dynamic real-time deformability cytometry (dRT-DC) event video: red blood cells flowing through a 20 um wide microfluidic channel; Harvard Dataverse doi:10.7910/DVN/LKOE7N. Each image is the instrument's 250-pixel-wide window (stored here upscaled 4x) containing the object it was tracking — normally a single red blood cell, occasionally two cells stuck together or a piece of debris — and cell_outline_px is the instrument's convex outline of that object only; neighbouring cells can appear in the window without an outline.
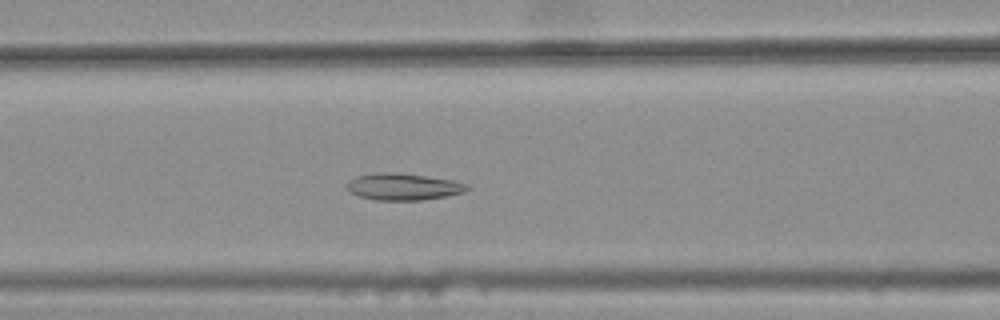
{"species": "common noctule bat (a hibernating species)", "species_latin": "Nyctalus noctula", "temperature_condition": "warm", "stored_images_in_passage": 33, "camera_frame_rate_fps": 3000, "um_per_image_px": 0.085, "animal": {"sex": "female", "body_mass_g": 25.1}, "frame": {"image": 1, "passage_image": 11, "time_ms": 3.333, "image_size_px": [1000, 320], "cell_outline_px": [[468, 188], [464, 192], [444, 196], [420, 200], [376, 200], [360, 196], [352, 192], [344, 184], [348, 180], [356, 176], [380, 172], [396, 172], [452, 180], [464, 184]], "centroid_in_image_um": [34.21, 15.86], "position_along_channel_um": 132.4, "area_um2": 18.44}}
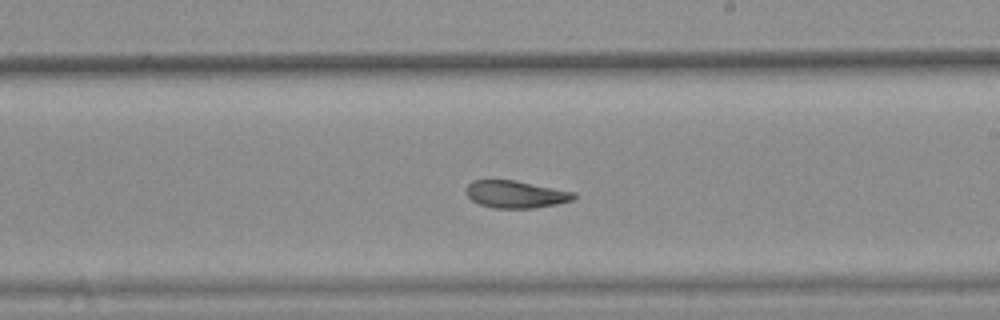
{"frame": {"image": 2, "passage_image": 20, "time_ms": 6.333, "image_size_px": [1000, 320], "cell_outline_px": [[576, 196], [572, 200], [556, 204], [536, 208], [492, 208], [480, 204], [472, 200], [468, 196], [464, 188], [472, 180], [516, 180], [576, 192]], "centroid_in_image_um": [43.83, 16.51], "position_along_channel_um": 245.2, "area_um2": 17.28}}
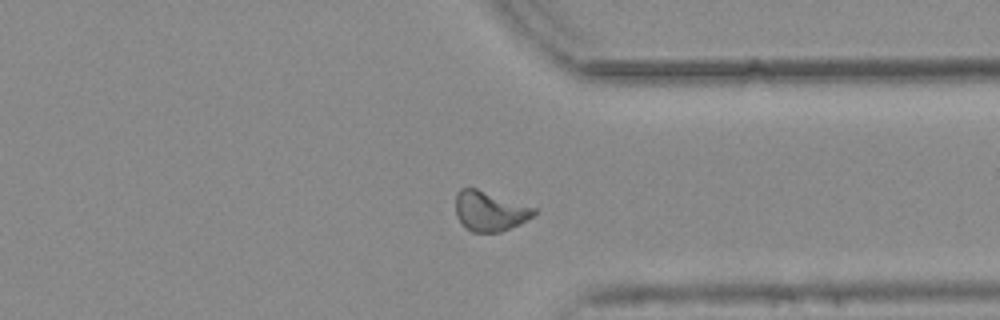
{"frame": {"image": 3, "passage_image": 30, "time_ms": 9.667, "image_size_px": [1000, 320], "cell_outline_px": [[536, 212], [532, 216], [520, 224], [500, 232], [472, 232], [464, 228], [460, 224], [456, 216], [456, 192], [460, 188], [476, 188], [536, 208]], "centroid_in_image_um": [41.58, 17.95], "position_along_channel_um": 369.8, "area_um2": 18.26}, "authors_computed_cell_mechanics": {"area_um2": 17.9758, "velocity_mm_per_s": 3.7747, "shape_relaxation_time_tau1_ms": null, "shape_relaxation_time_tau2_ms": 2.4534, "deformation_change_tau1": null, "deformation_change_tau2": 0.0862}}